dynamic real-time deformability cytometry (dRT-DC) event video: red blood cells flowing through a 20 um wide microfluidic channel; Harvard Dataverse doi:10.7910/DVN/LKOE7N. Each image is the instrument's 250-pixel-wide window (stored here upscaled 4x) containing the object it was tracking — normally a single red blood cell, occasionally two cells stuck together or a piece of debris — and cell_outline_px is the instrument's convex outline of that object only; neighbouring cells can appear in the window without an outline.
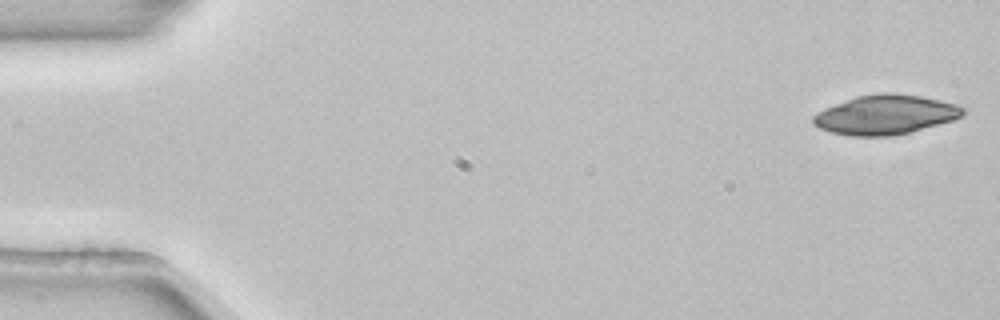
{"species": "common noctule bat (a hibernating species)", "species_latin": "Nyctalus noctula", "temperature_condition": "room temperature", "stored_images_in_passage": 4, "camera_frame_rate_fps": 3000, "um_per_image_px": 0.085, "animal": {"sex": "female", "body_mass_g": 22.7, "forearm_length_mm": 54.2}, "frame": {"image": 1, "passage_image": 1, "time_ms": 0.0, "image_size_px": [1000, 320], "cell_outline_px": [[964, 116], [952, 120], [908, 132], [888, 136], [852, 136], [832, 132], [820, 128], [812, 124], [812, 116], [816, 112], [824, 108], [856, 96], [880, 92], [892, 92], [920, 96], [940, 100], [956, 104], [964, 108]], "centroid_in_image_um": [75.23, 9.73], "position_along_channel_um": 9.8, "area_um2": 34.33}}